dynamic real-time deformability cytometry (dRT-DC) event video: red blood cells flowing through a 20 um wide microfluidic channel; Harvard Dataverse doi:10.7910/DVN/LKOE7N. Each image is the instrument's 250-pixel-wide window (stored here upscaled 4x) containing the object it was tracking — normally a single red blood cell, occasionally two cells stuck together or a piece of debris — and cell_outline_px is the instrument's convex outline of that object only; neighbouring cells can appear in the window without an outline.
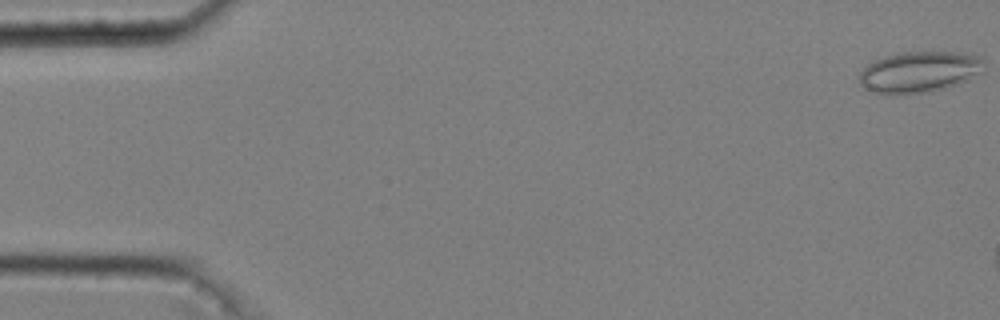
{"species": "common noctule bat (a hibernating species)", "species_latin": "Nyctalus noctula", "temperature_condition": "cold", "stored_images_in_passage": 8, "camera_frame_rate_fps": 3000, "um_per_image_px": 0.085, "animal": {"sex": "male", "body_mass_g": 20.4}, "frame": {"image": 1, "passage_image": 1, "time_ms": 0.0, "image_size_px": [1000, 320], "cell_outline_px": [[984, 72], [968, 80], [944, 88], [924, 92], [876, 92], [860, 84], [860, 72], [868, 64], [884, 56], [900, 52], [952, 52], [984, 56]], "centroid_in_image_um": [78.23, 6.07], "position_along_channel_um": 6.8, "area_um2": 29.3}}